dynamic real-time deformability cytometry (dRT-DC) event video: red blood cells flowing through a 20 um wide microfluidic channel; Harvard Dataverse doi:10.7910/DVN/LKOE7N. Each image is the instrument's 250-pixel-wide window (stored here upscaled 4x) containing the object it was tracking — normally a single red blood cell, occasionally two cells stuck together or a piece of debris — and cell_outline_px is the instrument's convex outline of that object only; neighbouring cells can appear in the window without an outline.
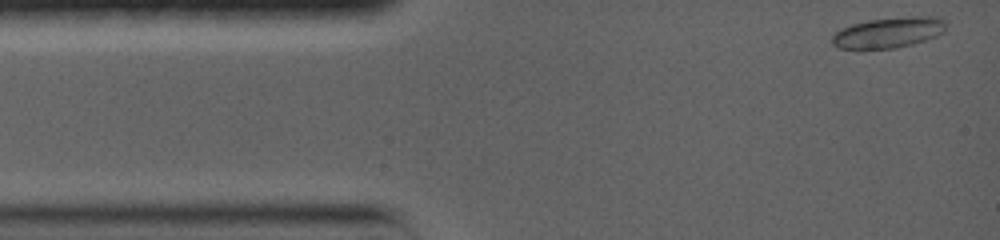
{"species": "common noctule bat (a hibernating species)", "species_latin": "Nyctalus noctula", "temperature_condition": "warm", "stored_images_in_passage": 24, "camera_frame_rate_fps": 5000, "um_per_image_px": 0.085, "animal": {"sex": "female", "body_mass_g": 19.0, "forearm_length_mm": 56.7}, "frame": {"image": 1, "passage_image": 1, "time_ms": 0.0, "image_size_px": [1000, 240], "cell_outline_px": [[948, 24], [944, 32], [936, 36], [912, 44], [896, 48], [836, 48], [832, 44], [832, 36], [840, 28], [852, 24], [868, 20], [908, 16], [936, 16], [944, 20]], "centroid_in_image_um": [75.55, 2.75], "position_along_channel_um": 9.5, "area_um2": 20.4}}
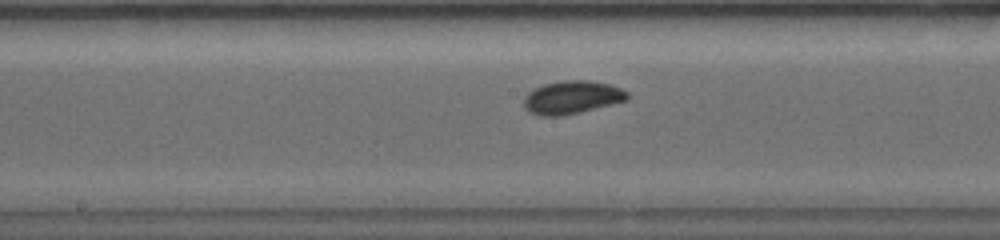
{"frame": {"image": 2, "passage_image": 11, "time_ms": 7.0, "image_size_px": [1000, 240], "cell_outline_px": [[628, 100], [580, 112], [560, 116], [540, 116], [528, 112], [524, 108], [524, 96], [528, 92], [544, 84], [564, 80], [588, 80], [608, 84], [620, 88], [628, 92]], "centroid_in_image_um": [48.59, 8.28], "position_along_channel_um": 199.6, "area_um2": 19.94}}
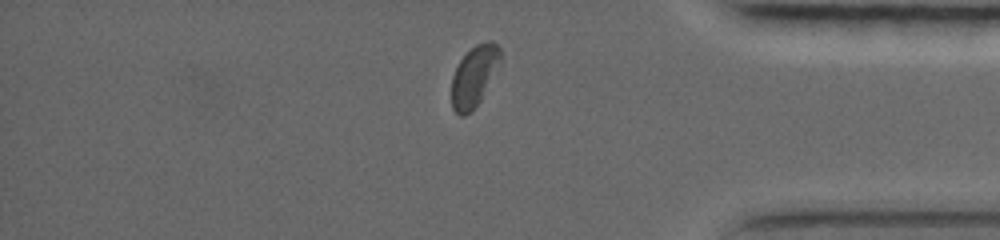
{"frame": {"image": 3, "passage_image": 21, "time_ms": 12.8, "image_size_px": [1000, 240], "cell_outline_px": [[500, 60], [480, 100], [464, 116], [460, 116], [452, 108], [452, 76], [460, 60], [476, 44], [488, 40], [492, 40], [500, 48]], "centroid_in_image_um": [40.28, 6.44], "position_along_channel_um": 394.9, "area_um2": 16.59}}